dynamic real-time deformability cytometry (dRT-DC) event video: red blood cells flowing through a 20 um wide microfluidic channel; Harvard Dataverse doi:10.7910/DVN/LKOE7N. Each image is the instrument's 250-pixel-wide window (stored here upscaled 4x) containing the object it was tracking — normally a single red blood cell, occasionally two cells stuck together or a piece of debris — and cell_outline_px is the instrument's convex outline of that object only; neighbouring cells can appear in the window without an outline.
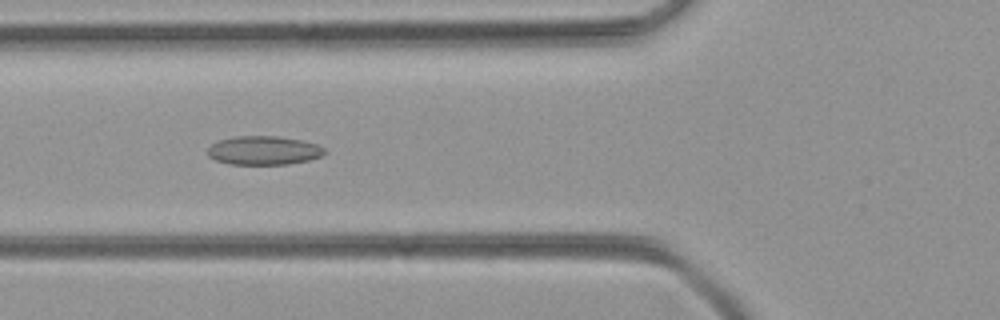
{"species": "common noctule bat (a hibernating species)", "species_latin": "Nyctalus noctula", "temperature_condition": "room temperature", "stored_images_in_passage": 39, "camera_frame_rate_fps": 3000, "um_per_image_px": 0.085, "animal": {"sex": "female", "body_mass_g": 21.9}, "frame": {"image": 1, "passage_image": 18, "time_ms": 5.667, "image_size_px": [1000, 320], "cell_outline_px": [[328, 152], [320, 156], [308, 160], [288, 164], [228, 164], [216, 160], [208, 156], [208, 148], [212, 144], [220, 140], [236, 136], [276, 136], [300, 140], [316, 144], [324, 148]], "centroid_in_image_um": [22.41, 12.79], "position_along_channel_um": 103.4, "area_um2": 19.48}}
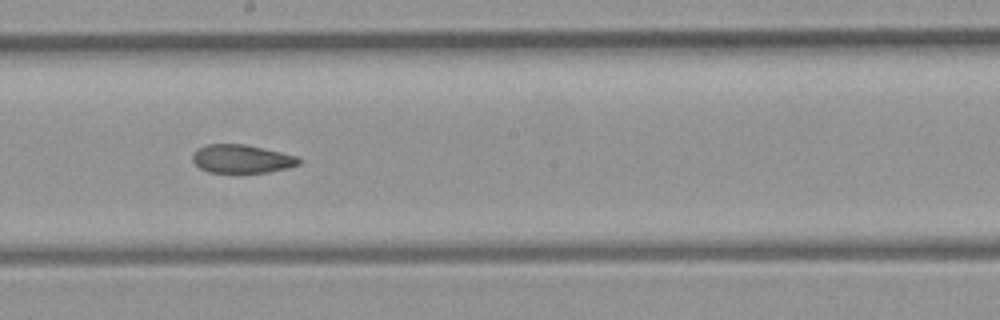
{"frame": {"image": 2, "passage_image": 27, "time_ms": 8.667, "image_size_px": [1000, 320], "cell_outline_px": [[300, 164], [288, 168], [268, 172], [208, 172], [200, 168], [192, 160], [192, 156], [196, 148], [204, 144], [244, 144], [280, 152], [296, 156], [300, 160]], "centroid_in_image_um": [20.51, 13.49], "position_along_channel_um": 227.7, "area_um2": 17.51}}
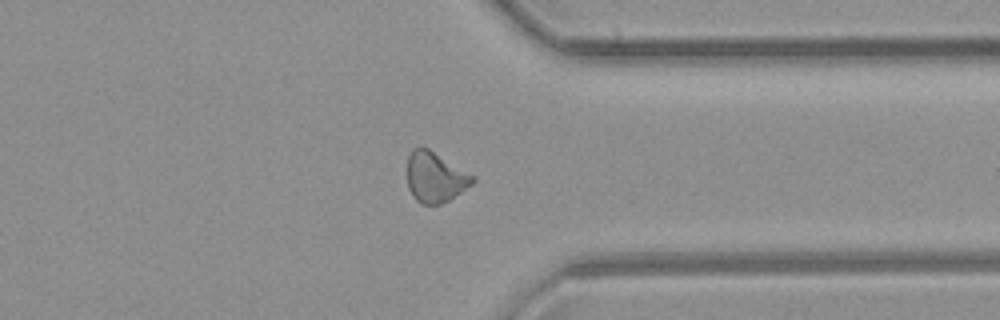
{"frame": {"image": 3, "passage_image": 38, "time_ms": 12.333, "image_size_px": [1000, 320], "cell_outline_px": [[476, 180], [472, 184], [448, 200], [440, 204], [420, 204], [412, 196], [408, 188], [408, 156], [412, 148], [428, 148], [476, 176]], "centroid_in_image_um": [36.99, 15.06], "position_along_channel_um": 374.4, "area_um2": 19.13}}